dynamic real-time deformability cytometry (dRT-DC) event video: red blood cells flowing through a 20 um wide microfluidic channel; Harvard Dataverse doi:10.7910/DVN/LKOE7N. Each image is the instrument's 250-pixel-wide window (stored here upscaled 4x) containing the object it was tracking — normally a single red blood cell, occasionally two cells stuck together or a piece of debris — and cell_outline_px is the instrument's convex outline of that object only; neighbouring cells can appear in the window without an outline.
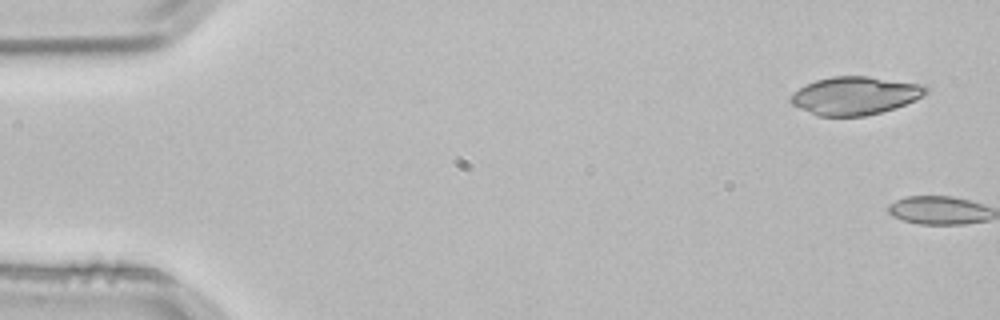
{"species": "common noctule bat (a hibernating species)", "species_latin": "Nyctalus noctula", "temperature_condition": "room temperature", "stored_images_in_passage": 4, "camera_frame_rate_fps": 3000, "um_per_image_px": 0.085, "animal": {"sex": "male", "body_mass_g": 21.5, "forearm_length_mm": 52.0}, "frame": {"image": 1, "passage_image": 1, "time_ms": 0.0, "image_size_px": [1000, 320], "cell_outline_px": [[928, 92], [916, 100], [896, 108], [864, 116], [816, 116], [792, 104], [788, 100], [792, 92], [816, 80], [832, 76], [868, 76], [928, 84]], "centroid_in_image_um": [72.72, 8.12], "position_along_channel_um": 12.3, "area_um2": 30.35}}